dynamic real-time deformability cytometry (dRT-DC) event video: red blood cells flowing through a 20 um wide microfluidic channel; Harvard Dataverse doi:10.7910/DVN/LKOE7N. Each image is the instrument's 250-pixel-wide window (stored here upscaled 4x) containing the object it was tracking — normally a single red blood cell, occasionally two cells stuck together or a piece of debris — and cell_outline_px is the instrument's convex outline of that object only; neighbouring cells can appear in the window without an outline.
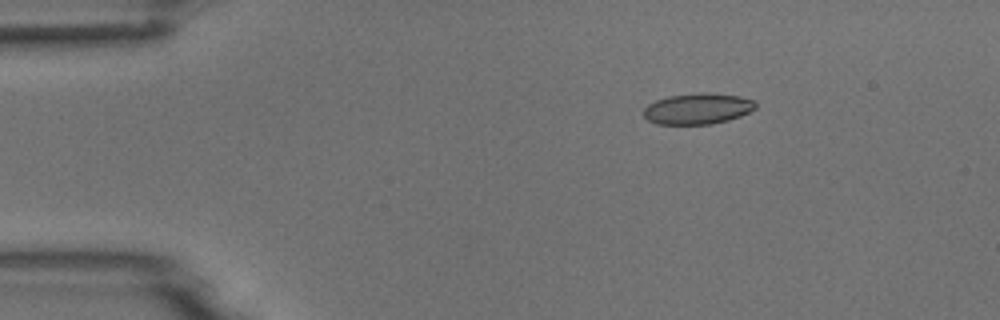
{"species": "common noctule bat (a hibernating species)", "species_latin": "Nyctalus noctula", "temperature_condition": "room temperature", "stored_images_in_passage": 3, "camera_frame_rate_fps": 3000, "um_per_image_px": 0.085, "animal": {"sex": "male", "body_mass_g": 18.8}, "frame": {"image": 1, "passage_image": 1, "time_ms": 0.0, "image_size_px": [1000, 320], "cell_outline_px": [[756, 108], [740, 116], [728, 120], [712, 124], [656, 124], [648, 120], [644, 116], [644, 108], [648, 104], [656, 100], [668, 96], [700, 92], [704, 92], [740, 96], [756, 100]], "centroid_in_image_um": [59.31, 9.23], "position_along_channel_um": 25.7, "area_um2": 20.29}}
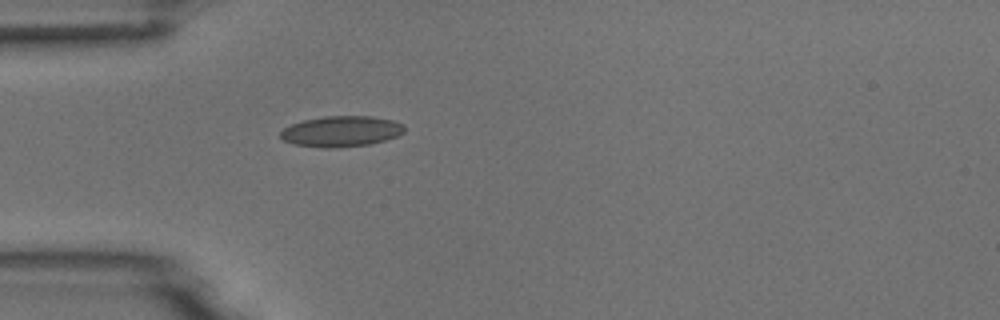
{"frame": {"image": 2, "passage_image": 3, "time_ms": 2.333, "image_size_px": [1000, 320], "cell_outline_px": [[404, 132], [396, 136], [384, 140], [368, 144], [336, 148], [324, 148], [292, 144], [284, 140], [280, 136], [280, 132], [284, 128], [292, 124], [304, 120], [324, 116], [372, 116], [392, 120], [404, 124]], "centroid_in_image_um": [28.99, 11.16], "position_along_channel_um": 56.0, "area_um2": 22.14}}